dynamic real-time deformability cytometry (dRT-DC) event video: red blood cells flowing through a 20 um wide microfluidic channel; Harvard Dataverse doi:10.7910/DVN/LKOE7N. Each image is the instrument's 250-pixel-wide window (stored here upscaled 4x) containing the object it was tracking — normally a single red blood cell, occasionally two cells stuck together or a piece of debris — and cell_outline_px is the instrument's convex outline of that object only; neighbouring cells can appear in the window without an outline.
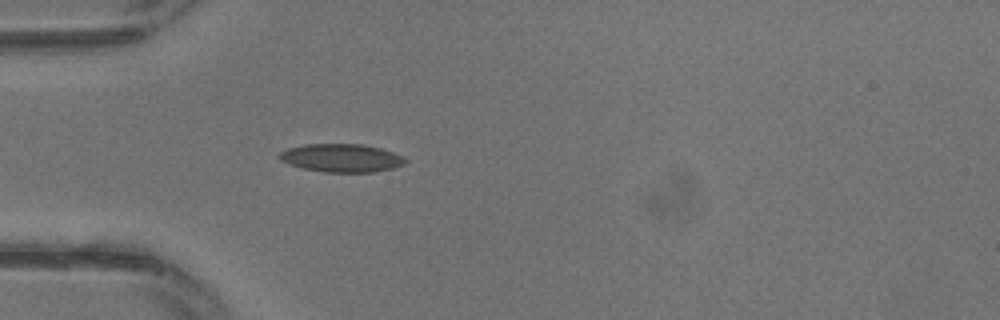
{"species": "common noctule bat (a hibernating species)", "species_latin": "Nyctalus noctula", "temperature_condition": "warm", "stored_images_in_passage": 29, "camera_frame_rate_fps": 3000, "um_per_image_px": 0.085, "animal": {"sex": "male", "body_mass_g": 13.3}, "frame": {"image": 1, "passage_image": 8, "time_ms": 2.333, "image_size_px": [1000, 320], "cell_outline_px": [[408, 160], [404, 164], [392, 168], [372, 172], [324, 172], [304, 168], [288, 164], [280, 160], [276, 156], [280, 152], [288, 148], [304, 144], [364, 144], [380, 148], [404, 156]], "centroid_in_image_um": [29.01, 13.42], "position_along_channel_um": 56.0, "area_um2": 20.75}}
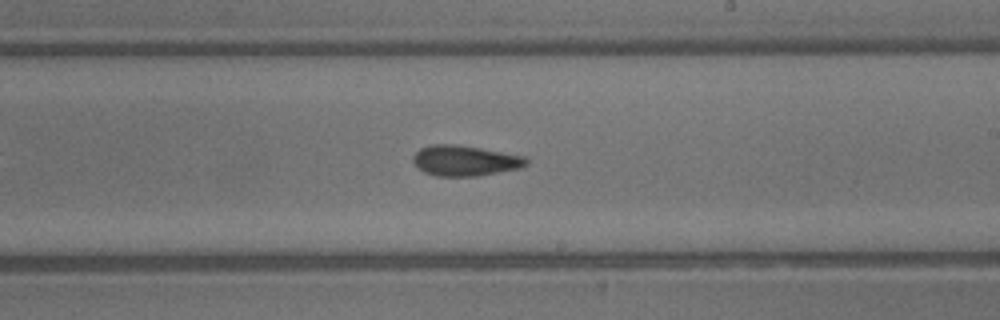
{"frame": {"image": 2, "passage_image": 17, "time_ms": 5.333, "image_size_px": [1000, 320], "cell_outline_px": [[528, 164], [520, 168], [476, 176], [436, 176], [424, 172], [412, 160], [412, 156], [420, 148], [432, 144], [456, 144], [480, 148], [524, 156], [528, 160]], "centroid_in_image_um": [39.51, 13.65], "position_along_channel_um": 249.5, "area_um2": 20.0}}
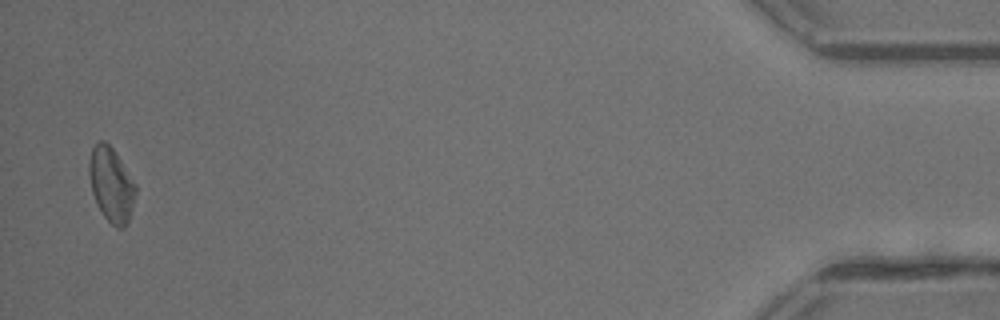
{"frame": {"image": 3, "passage_image": 29, "time_ms": 9.333, "image_size_px": [1000, 320], "cell_outline_px": [[136, 192], [132, 208], [128, 220], [124, 228], [116, 228], [104, 216], [96, 204], [92, 192], [88, 172], [88, 160], [92, 148], [96, 140], [104, 140], [112, 148], [136, 184]], "centroid_in_image_um": [9.43, 15.67], "position_along_channel_um": 425.8, "area_um2": 20.17}}